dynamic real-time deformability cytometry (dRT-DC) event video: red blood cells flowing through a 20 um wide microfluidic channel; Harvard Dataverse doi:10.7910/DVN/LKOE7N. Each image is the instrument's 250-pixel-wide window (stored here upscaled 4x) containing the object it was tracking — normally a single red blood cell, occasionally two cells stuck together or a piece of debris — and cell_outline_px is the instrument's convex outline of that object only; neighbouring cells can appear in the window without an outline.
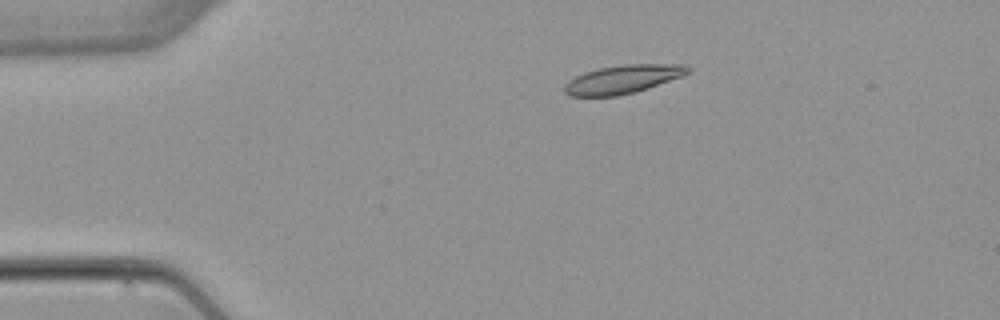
{"species": "common noctule bat (a hibernating species)", "species_latin": "Nyctalus noctula", "temperature_condition": "warm", "stored_images_in_passage": 4, "camera_frame_rate_fps": 3000, "um_per_image_px": 0.085, "animal": {"sex": "female", "body_mass_g": 22.7, "forearm_length_mm": 54.2}, "frame": {"image": 1, "passage_image": 3, "time_ms": 3.333, "image_size_px": [1000, 320], "cell_outline_px": [[692, 72], [684, 76], [648, 88], [620, 96], [572, 96], [564, 92], [564, 84], [568, 80], [584, 72], [600, 68], [620, 64], [688, 64], [692, 68]], "centroid_in_image_um": [53.0, 6.72], "position_along_channel_um": 32.0, "area_um2": 20.81}}